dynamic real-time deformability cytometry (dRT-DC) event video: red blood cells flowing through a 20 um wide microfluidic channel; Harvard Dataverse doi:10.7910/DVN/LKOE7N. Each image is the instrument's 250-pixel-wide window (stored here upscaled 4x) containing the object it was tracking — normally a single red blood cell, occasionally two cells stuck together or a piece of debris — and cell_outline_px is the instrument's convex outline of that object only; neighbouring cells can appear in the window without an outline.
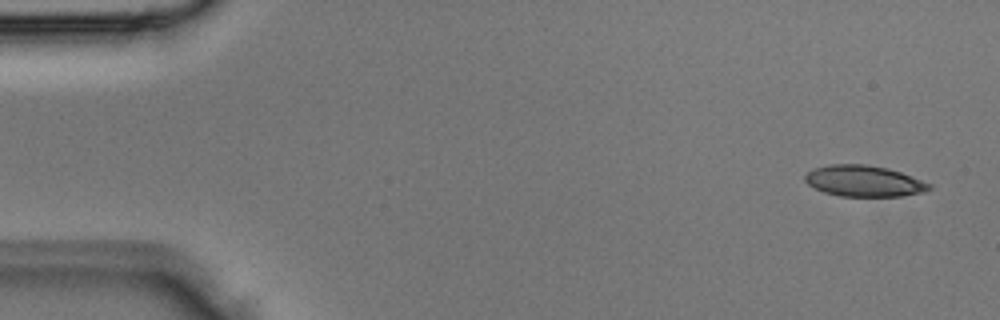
{"species": "Egyptian fruit bat (a non-hibernating species)", "species_latin": "Rousettus aegyptiacus", "temperature_condition": "room temperature", "stored_images_in_passage": 3, "camera_frame_rate_fps": 3000, "um_per_image_px": 0.085, "animal": {"sex": "male"}, "frame": {"image": 1, "passage_image": 1, "time_ms": 0.0, "image_size_px": [1000, 320], "cell_outline_px": [[932, 188], [924, 192], [900, 196], [840, 196], [824, 192], [808, 184], [804, 180], [804, 176], [812, 168], [828, 164], [864, 164], [888, 168], [900, 172], [932, 184]], "centroid_in_image_um": [73.42, 15.38], "position_along_channel_um": 11.6, "area_um2": 22.54}}
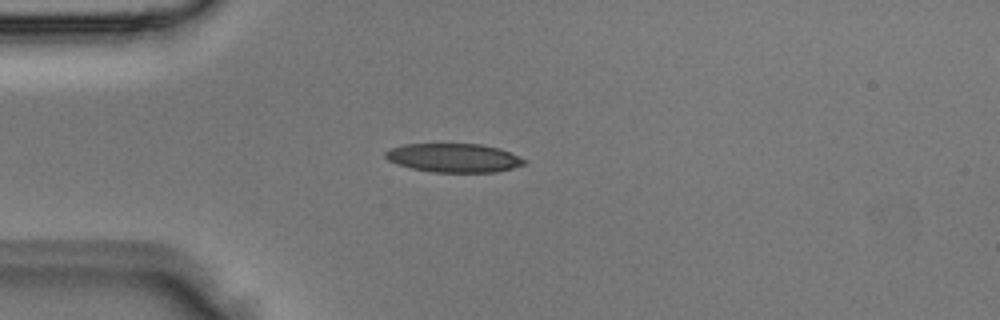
{"frame": {"image": 2, "passage_image": 3, "time_ms": 0.667, "image_size_px": [1000, 320], "cell_outline_px": [[528, 160], [524, 164], [512, 168], [496, 172], [432, 172], [412, 168], [396, 164], [388, 160], [384, 156], [384, 152], [388, 148], [404, 144], [480, 144], [500, 148]], "centroid_in_image_um": [38.55, 13.41], "position_along_channel_um": 46.5, "area_um2": 23.41}}